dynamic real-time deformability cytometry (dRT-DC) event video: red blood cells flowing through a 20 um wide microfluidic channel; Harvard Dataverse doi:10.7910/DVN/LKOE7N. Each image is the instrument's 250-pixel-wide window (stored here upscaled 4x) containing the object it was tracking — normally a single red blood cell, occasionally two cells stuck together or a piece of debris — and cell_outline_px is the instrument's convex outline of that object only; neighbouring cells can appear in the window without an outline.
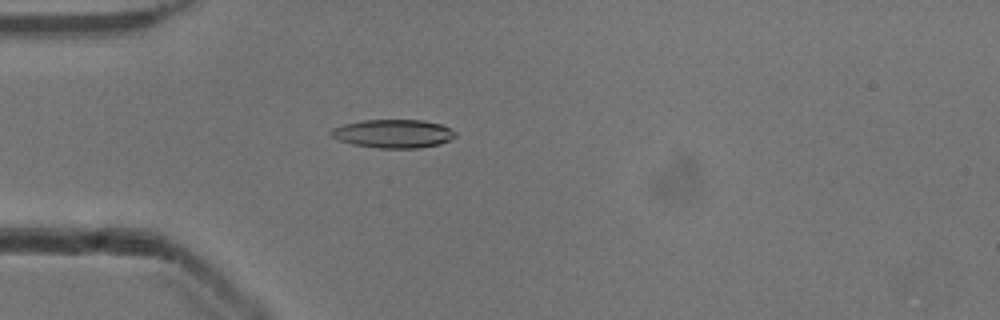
{"species": "common noctule bat (a hibernating species)", "species_latin": "Nyctalus noctula", "temperature_condition": "cold", "stored_images_in_passage": 52, "camera_frame_rate_fps": 3000, "um_per_image_px": 0.085, "animal": {"sex": "male", "body_mass_g": 13.3}, "frame": {"image": 1, "passage_image": 14, "time_ms": 4.333, "image_size_px": [1000, 320], "cell_outline_px": [[456, 136], [440, 144], [420, 148], [376, 148], [352, 144], [340, 140], [332, 136], [328, 132], [332, 128], [344, 124], [364, 120], [424, 120], [440, 124], [456, 132]], "centroid_in_image_um": [33.42, 11.36], "position_along_channel_um": 51.6, "area_um2": 20.58}}
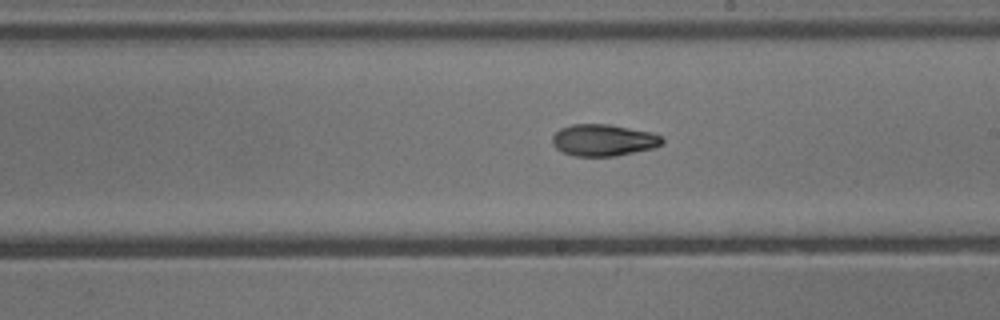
{"frame": {"image": 2, "passage_image": 29, "time_ms": 9.333, "image_size_px": [1000, 320], "cell_outline_px": [[664, 144], [652, 148], [616, 156], [576, 156], [564, 152], [556, 148], [552, 144], [552, 136], [560, 128], [572, 124], [608, 124], [652, 132], [660, 136], [664, 140]], "centroid_in_image_um": [51.29, 11.91], "position_along_channel_um": 237.7, "area_um2": 20.29}}
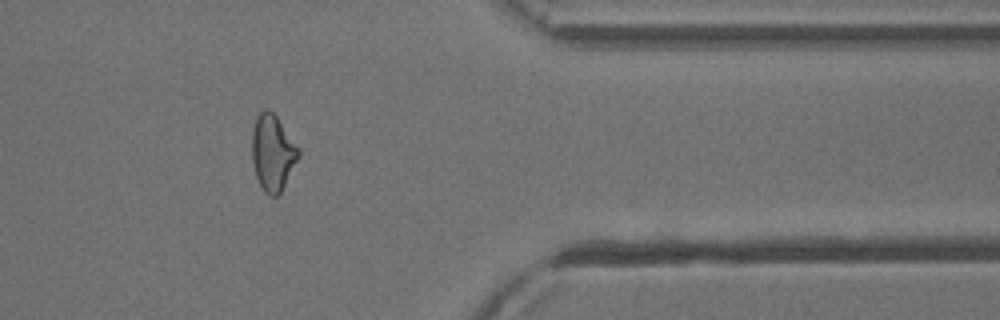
{"frame": {"image": 3, "passage_image": 42, "time_ms": 13.667, "image_size_px": [1000, 320], "cell_outline_px": [[300, 156], [280, 192], [276, 196], [268, 196], [264, 192], [256, 176], [252, 160], [252, 128], [256, 116], [264, 108], [268, 108], [276, 116], [300, 148]], "centroid_in_image_um": [23.17, 12.95], "position_along_channel_um": 388.2, "area_um2": 20.69}, "authors_computed_cell_mechanics": {"area_um2": 20.4323, "velocity_mm_per_s": 3.9129, "shape_relaxation_time_tau1_ms": null, "shape_relaxation_time_tau2_ms": 2.0843, "deformation_change_tau1": null, "deformation_change_tau2": 0.0839}}